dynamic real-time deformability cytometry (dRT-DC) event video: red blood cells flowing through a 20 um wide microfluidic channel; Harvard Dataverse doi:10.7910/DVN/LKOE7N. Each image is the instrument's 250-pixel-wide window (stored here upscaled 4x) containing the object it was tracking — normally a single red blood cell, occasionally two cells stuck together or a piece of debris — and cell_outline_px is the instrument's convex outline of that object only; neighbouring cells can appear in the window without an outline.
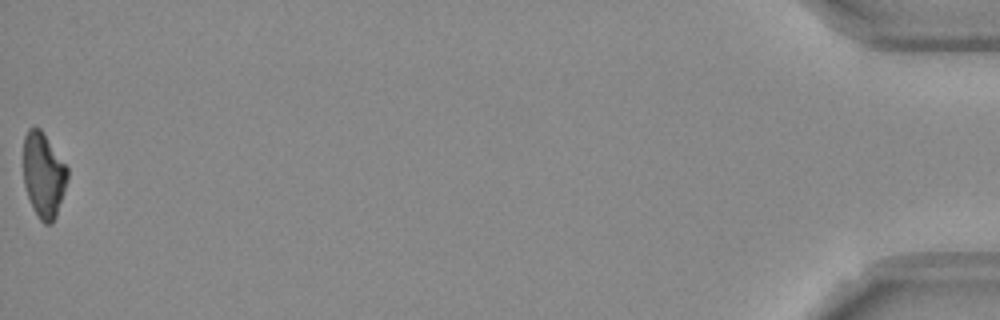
{"species": "Egyptian fruit bat (a non-hibernating species)", "species_latin": "Rousettus aegyptiacus", "temperature_condition": "room temperature", "stored_images_in_passage": 52, "camera_frame_rate_fps": 3000, "um_per_image_px": 0.085, "frame": {"image": 1, "passage_image": 52, "time_ms": 17.0, "image_size_px": [1000, 320], "cell_outline_px": [[68, 180], [56, 216], [52, 224], [44, 224], [40, 220], [28, 196], [24, 184], [24, 136], [28, 128], [40, 128], [68, 168]], "centroid_in_image_um": [3.71, 14.88], "position_along_channel_um": 431.5, "area_um2": 21.56}}